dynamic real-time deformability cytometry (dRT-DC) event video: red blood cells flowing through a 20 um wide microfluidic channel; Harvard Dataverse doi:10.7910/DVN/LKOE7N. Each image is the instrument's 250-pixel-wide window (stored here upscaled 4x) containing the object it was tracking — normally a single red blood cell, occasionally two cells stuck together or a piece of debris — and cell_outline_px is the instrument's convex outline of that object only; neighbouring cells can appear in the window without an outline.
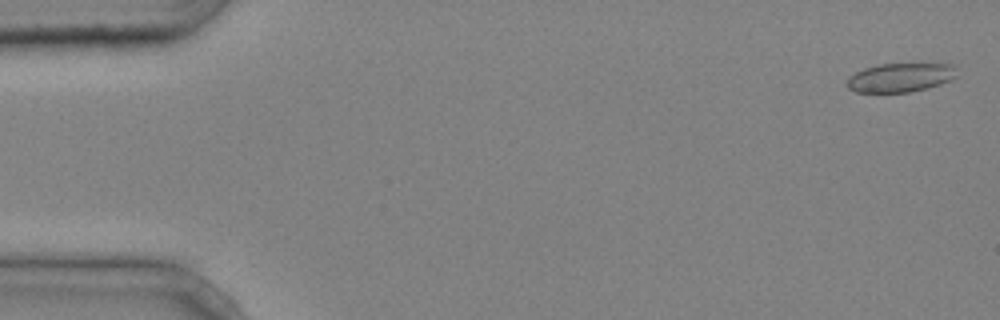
{"species": "common noctule bat (a hibernating species)", "species_latin": "Nyctalus noctula", "temperature_condition": "cold", "stored_images_in_passage": 6, "camera_frame_rate_fps": 3000, "um_per_image_px": 0.085, "animal": {"sex": "male", "body_mass_g": 20.4}, "frame": {"image": 1, "passage_image": 1, "time_ms": 0.0, "image_size_px": [1000, 320], "cell_outline_px": [[956, 76], [952, 80], [928, 88], [908, 92], [856, 92], [848, 88], [848, 76], [864, 68], [880, 64], [956, 64]], "centroid_in_image_um": [76.56, 6.59], "position_along_channel_um": 8.4, "area_um2": 18.5}}
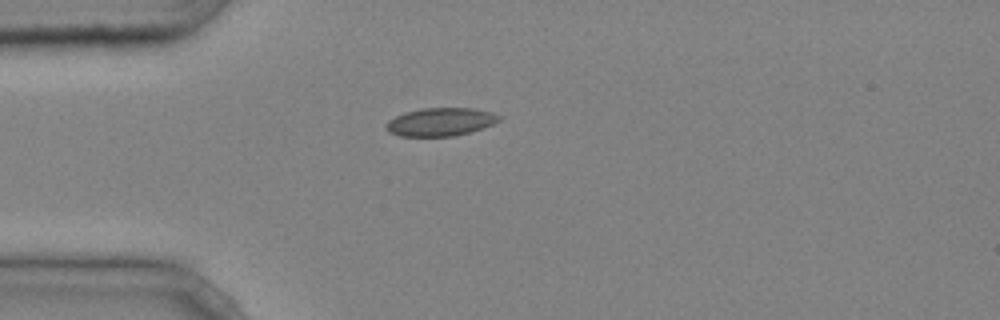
{"frame": {"image": 2, "passage_image": 4, "time_ms": 1.0, "image_size_px": [1000, 320], "cell_outline_px": [[500, 120], [492, 124], [468, 132], [452, 136], [400, 136], [388, 132], [384, 128], [384, 124], [388, 120], [404, 112], [420, 108], [472, 108], [492, 112], [500, 116]], "centroid_in_image_um": [37.37, 10.35], "position_along_channel_um": 47.6, "area_um2": 18.5}}